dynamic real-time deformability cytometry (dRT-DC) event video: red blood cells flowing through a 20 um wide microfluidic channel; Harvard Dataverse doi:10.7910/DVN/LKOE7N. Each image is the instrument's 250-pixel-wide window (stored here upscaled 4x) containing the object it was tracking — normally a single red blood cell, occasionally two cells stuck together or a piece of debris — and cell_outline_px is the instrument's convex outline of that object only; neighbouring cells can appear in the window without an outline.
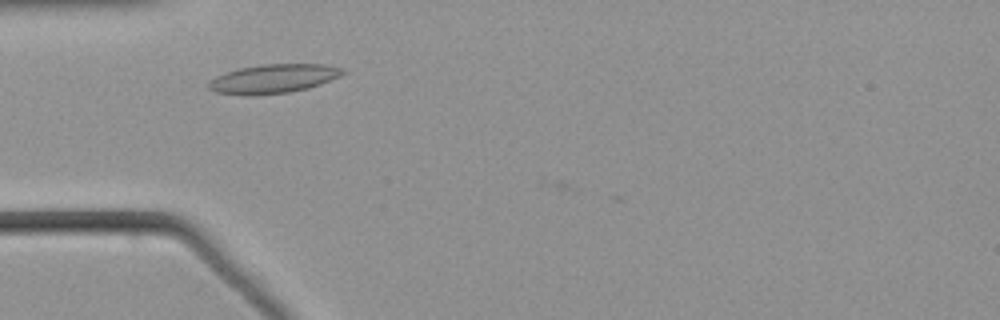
{"species": "common noctule bat (a hibernating species)", "species_latin": "Nyctalus noctula", "temperature_condition": "warm", "stored_images_in_passage": 3, "camera_frame_rate_fps": 3000, "um_per_image_px": 0.085, "animal": {"sex": "male", "body_mass_g": 21.5, "forearm_length_mm": 52.0}, "frame": {"image": 1, "passage_image": 1, "time_ms": 0.0, "image_size_px": [1000, 320], "cell_outline_px": [[348, 72], [340, 76], [320, 84], [308, 88], [288, 92], [216, 92], [208, 88], [208, 84], [216, 76], [240, 68], [260, 64], [324, 64], [344, 68]], "centroid_in_image_um": [23.37, 6.62], "position_along_channel_um": 61.6, "area_um2": 21.56}}